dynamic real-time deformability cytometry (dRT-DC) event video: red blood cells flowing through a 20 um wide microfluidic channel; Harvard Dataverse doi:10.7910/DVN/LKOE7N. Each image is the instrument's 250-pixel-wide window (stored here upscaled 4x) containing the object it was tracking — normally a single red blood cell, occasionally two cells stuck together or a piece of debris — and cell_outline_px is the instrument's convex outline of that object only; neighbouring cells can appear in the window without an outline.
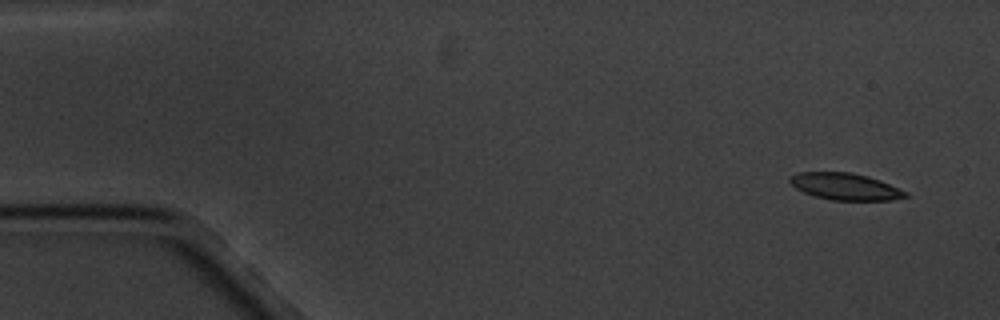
{"species": "common noctule bat (a hibernating species)", "species_latin": "Nyctalus noctula", "temperature_condition": "cold", "stored_images_in_passage": 4, "camera_frame_rate_fps": 3000, "um_per_image_px": 0.085, "animal": {"sex": "male", "body_mass_g": 20.1, "forearm_length_mm": 53.5}, "frame": {"image": 1, "passage_image": 1, "time_ms": 0.0, "image_size_px": [1000, 320], "cell_outline_px": [[908, 196], [892, 200], [832, 200], [816, 196], [804, 192], [796, 188], [788, 180], [796, 172], [852, 172], [868, 176], [880, 180], [908, 192]], "centroid_in_image_um": [71.86, 15.85], "position_along_channel_um": 13.1, "area_um2": 17.98}}
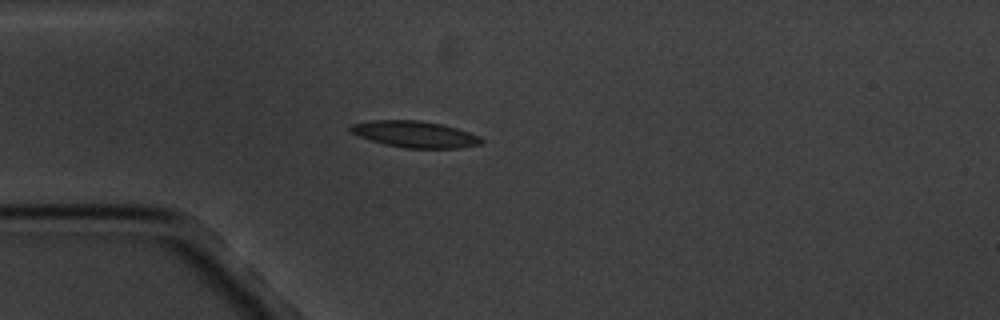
{"frame": {"image": 2, "passage_image": 4, "time_ms": 4.0, "image_size_px": [1000, 320], "cell_outline_px": [[484, 144], [460, 148], [404, 148], [384, 144], [360, 136], [352, 132], [348, 128], [352, 124], [372, 120], [420, 120], [440, 124], [456, 128], [480, 136], [484, 140]], "centroid_in_image_um": [35.31, 11.41], "position_along_channel_um": 49.7, "area_um2": 20.11}}